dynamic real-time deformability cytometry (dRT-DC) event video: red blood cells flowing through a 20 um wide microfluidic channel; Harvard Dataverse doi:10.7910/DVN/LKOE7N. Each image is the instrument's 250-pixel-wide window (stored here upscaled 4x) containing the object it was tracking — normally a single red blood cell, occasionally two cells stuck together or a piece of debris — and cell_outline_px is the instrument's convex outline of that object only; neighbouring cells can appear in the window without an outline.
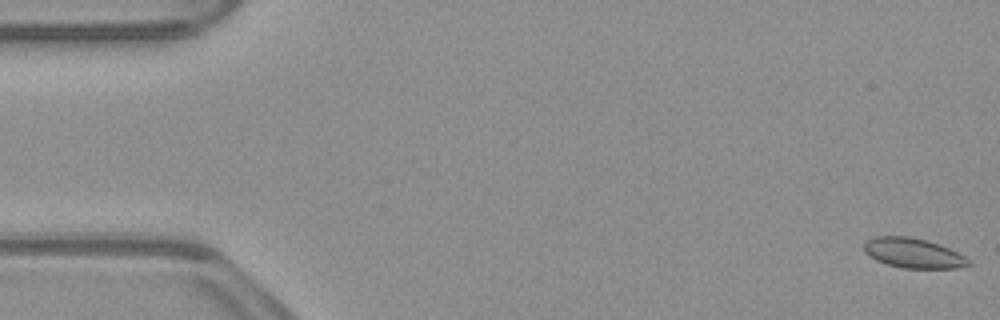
{"species": "common noctule bat (a hibernating species)", "species_latin": "Nyctalus noctula", "temperature_condition": "warm", "stored_images_in_passage": 54, "camera_frame_rate_fps": 3000, "um_per_image_px": 0.085, "animal": {"sex": "male", "body_mass_g": 23.1, "forearm_length_mm": 52.7}, "frame": {"image": 1, "passage_image": 1, "time_ms": 0.0, "image_size_px": [1000, 320], "cell_outline_px": [[972, 264], [960, 268], [904, 268], [888, 264], [876, 260], [868, 256], [864, 252], [864, 240], [872, 236], [908, 236], [928, 240], [940, 244], [964, 256]], "centroid_in_image_um": [77.58, 21.5], "position_along_channel_um": 7.4, "area_um2": 18.32}}
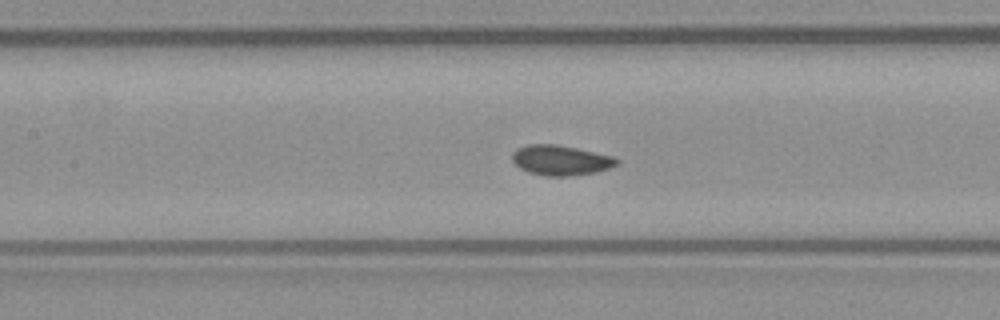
{"frame": {"image": 2, "passage_image": 24, "time_ms": 7.667, "image_size_px": [1000, 320], "cell_outline_px": [[620, 164], [596, 172], [568, 176], [544, 176], [528, 172], [520, 168], [512, 160], [512, 152], [516, 148], [528, 144], [556, 144], [576, 148], [612, 156], [620, 160]], "centroid_in_image_um": [47.64, 13.62], "position_along_channel_um": 159.8, "area_um2": 18.38}}
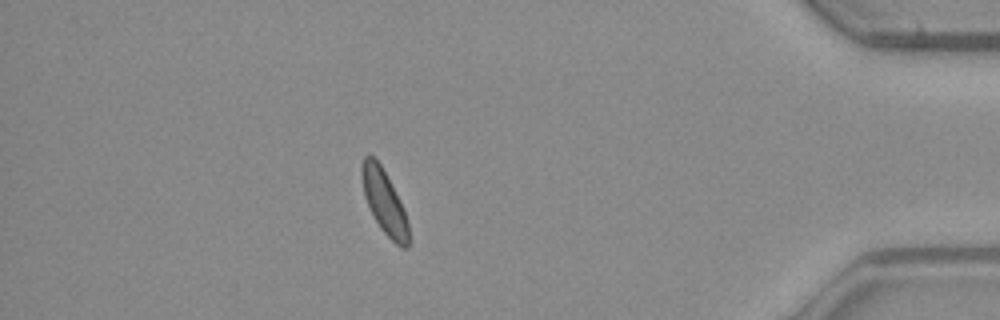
{"frame": {"image": 3, "passage_image": 47, "time_ms": 15.333, "image_size_px": [1000, 320], "cell_outline_px": [[408, 248], [400, 248], [380, 228], [364, 196], [360, 176], [360, 168], [364, 156], [368, 152], [380, 164], [404, 208], [408, 220]], "centroid_in_image_um": [32.64, 17.13], "position_along_channel_um": 402.6, "area_um2": 17.34}, "authors_computed_cell_mechanics": {"area_um2": 18.1203, "velocity_mm_per_s": 3.8347, "shape_relaxation_time_tau1_ms": 5.3743, "shape_relaxation_time_tau2_ms": null, "deformation_change_tau1": 0.0909, "deformation_change_tau2": null}}